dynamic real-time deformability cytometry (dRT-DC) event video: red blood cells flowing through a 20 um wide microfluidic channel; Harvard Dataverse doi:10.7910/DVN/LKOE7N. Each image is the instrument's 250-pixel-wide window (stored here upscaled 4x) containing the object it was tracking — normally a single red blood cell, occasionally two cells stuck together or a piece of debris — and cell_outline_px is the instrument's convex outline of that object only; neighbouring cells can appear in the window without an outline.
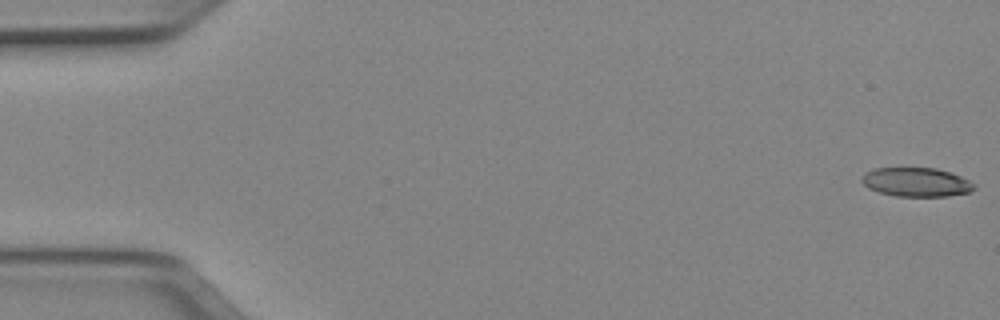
{"species": "Egyptian fruit bat (a non-hibernating species)", "species_latin": "Rousettus aegyptiacus", "temperature_condition": "cold", "stored_images_in_passage": 51, "camera_frame_rate_fps": 3000, "um_per_image_px": 0.085, "animal": {"sex": "female"}, "frame": {"image": 1, "passage_image": 1, "time_ms": 0.0, "image_size_px": [1000, 320], "cell_outline_px": [[976, 188], [968, 192], [948, 196], [896, 196], [880, 192], [868, 188], [860, 180], [860, 176], [864, 172], [876, 168], [936, 168], [960, 176], [976, 184]], "centroid_in_image_um": [77.86, 15.48], "position_along_channel_um": 7.1, "area_um2": 18.96}}
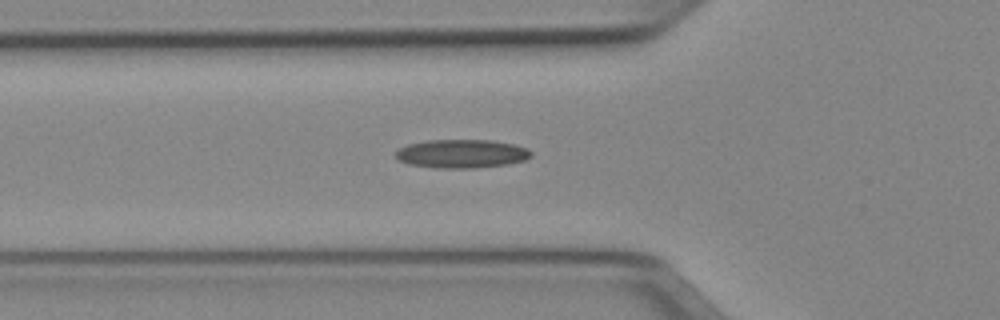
{"frame": {"image": 2, "passage_image": 18, "time_ms": 5.667, "image_size_px": [1000, 320], "cell_outline_px": [[532, 156], [524, 160], [508, 164], [472, 168], [436, 168], [408, 164], [400, 160], [396, 156], [396, 148], [408, 144], [428, 140], [492, 140], [516, 144], [528, 148], [532, 152]], "centroid_in_image_um": [39.25, 13.06], "position_along_channel_um": 86.5, "area_um2": 22.72}}
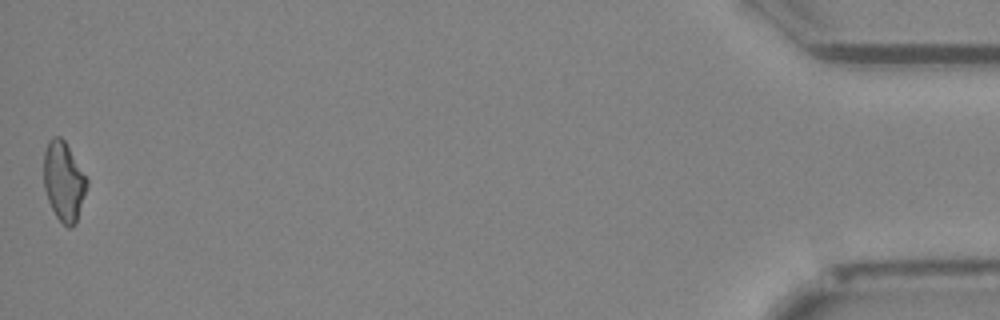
{"frame": {"image": 3, "passage_image": 51, "time_ms": 16.667, "image_size_px": [1000, 320], "cell_outline_px": [[88, 184], [76, 224], [72, 228], [68, 228], [56, 216], [48, 200], [44, 188], [44, 152], [48, 140], [52, 136], [60, 136], [64, 140], [88, 180]], "centroid_in_image_um": [5.41, 15.42], "position_along_channel_um": 429.8, "area_um2": 19.88}}